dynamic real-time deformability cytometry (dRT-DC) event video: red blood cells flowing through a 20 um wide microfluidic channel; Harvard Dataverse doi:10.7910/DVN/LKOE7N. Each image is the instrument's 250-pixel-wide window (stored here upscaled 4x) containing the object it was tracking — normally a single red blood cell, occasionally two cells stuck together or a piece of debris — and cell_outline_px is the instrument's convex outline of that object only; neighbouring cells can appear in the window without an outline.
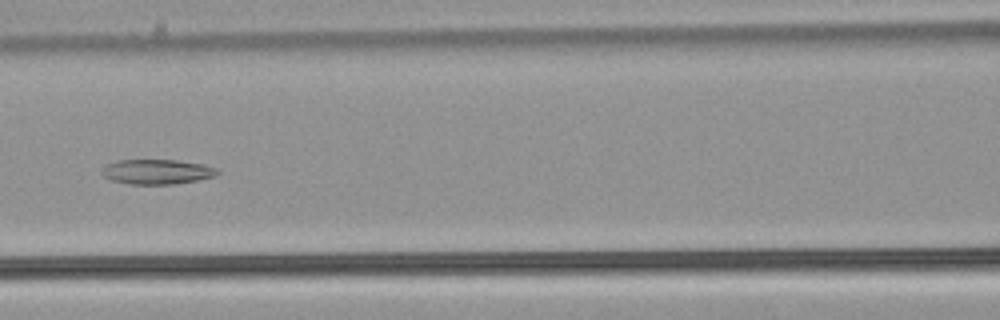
{"species": "common noctule bat (a hibernating species)", "species_latin": "Nyctalus noctula", "temperature_condition": "warm", "stored_images_in_passage": 42, "camera_frame_rate_fps": 3000, "um_per_image_px": 0.085, "animal": {"sex": "male", "body_mass_g": 21.5, "forearm_length_mm": 52.0}, "frame": {"image": 1, "passage_image": 14, "time_ms": 4.333, "image_size_px": [1000, 320], "cell_outline_px": [[220, 172], [216, 176], [196, 180], [172, 184], [128, 184], [112, 180], [104, 176], [100, 172], [108, 164], [120, 160], [176, 160], [204, 164], [216, 168]], "centroid_in_image_um": [13.37, 14.6], "position_along_channel_um": 153.2, "area_um2": 16.59}}
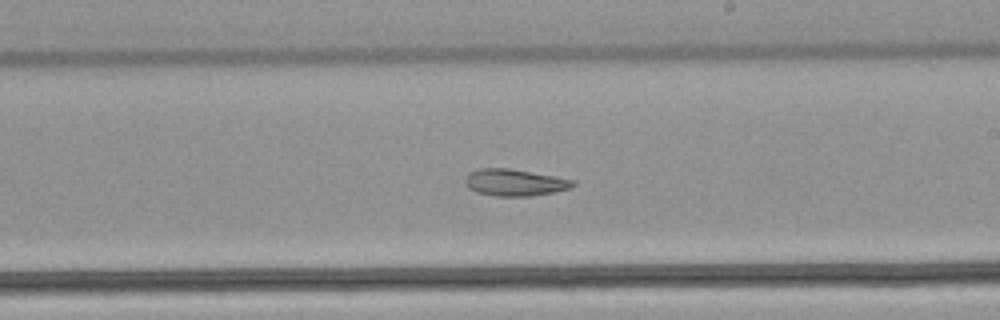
{"frame": {"image": 2, "passage_image": 21, "time_ms": 6.667, "image_size_px": [1000, 320], "cell_outline_px": [[576, 184], [572, 188], [532, 196], [496, 196], [476, 192], [468, 188], [464, 184], [464, 180], [468, 172], [480, 168], [508, 168], [576, 180]], "centroid_in_image_um": [43.73, 15.51], "position_along_channel_um": 245.3, "area_um2": 16.94}}
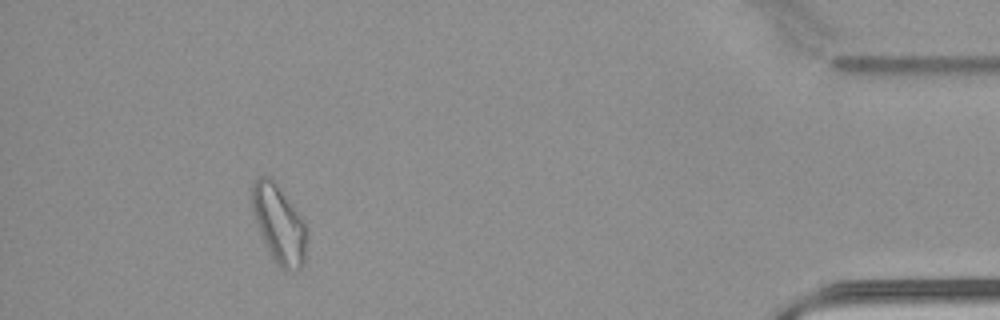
{"frame": {"image": 3, "passage_image": 38, "time_ms": 12.333, "image_size_px": [1000, 320], "cell_outline_px": [[304, 264], [300, 268], [280, 268], [272, 256], [256, 224], [252, 212], [248, 196], [252, 184], [260, 176], [268, 176], [272, 180], [300, 216], [304, 224]], "centroid_in_image_um": [23.62, 18.98], "position_along_channel_um": 411.6, "area_um2": 23.87}}